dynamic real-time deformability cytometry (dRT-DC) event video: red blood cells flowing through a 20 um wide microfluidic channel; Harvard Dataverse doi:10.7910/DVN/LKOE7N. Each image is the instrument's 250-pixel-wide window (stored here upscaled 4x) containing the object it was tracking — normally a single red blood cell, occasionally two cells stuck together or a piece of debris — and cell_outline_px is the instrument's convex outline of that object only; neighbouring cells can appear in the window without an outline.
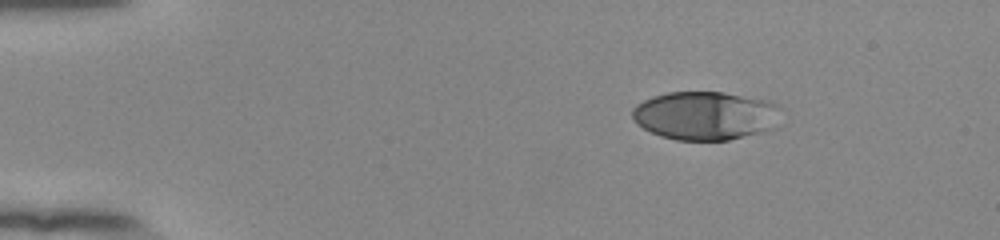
{"species": "human", "species_latin": "Homo sapiens", "temperature_condition": "room temperature", "stored_images_in_passage": 46, "camera_frame_rate_fps": 3000, "um_per_image_px": 0.085, "donor": {"sex": "female"}, "frame": {"image": 1, "passage_image": 1, "time_ms": 0.0, "image_size_px": [1000, 240], "cell_outline_px": [[784, 108], [776, 128], [728, 140], [676, 140], [660, 136], [636, 124], [632, 116], [632, 108], [636, 104], [652, 96], [668, 92], [724, 92], [772, 100]], "centroid_in_image_um": [60.03, 9.81], "position_along_channel_um": 25.0, "area_um2": 42.83}}
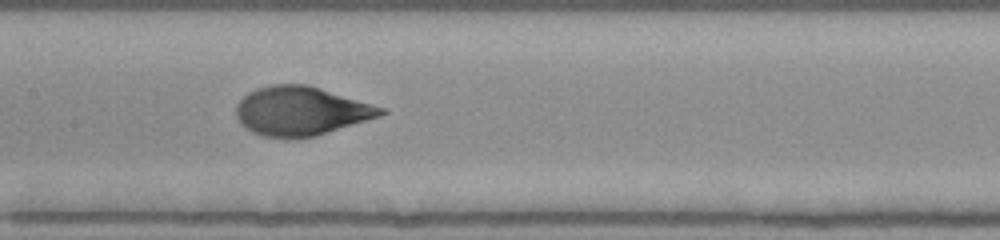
{"frame": {"image": 2, "passage_image": 20, "time_ms": 6.333, "image_size_px": [1000, 240], "cell_outline_px": [[388, 112], [380, 116], [316, 136], [264, 136], [252, 132], [240, 124], [236, 116], [236, 104], [248, 92], [256, 88], [272, 84], [308, 84], [384, 108]], "centroid_in_image_um": [25.56, 9.41], "position_along_channel_um": 181.8, "area_um2": 40.75}}
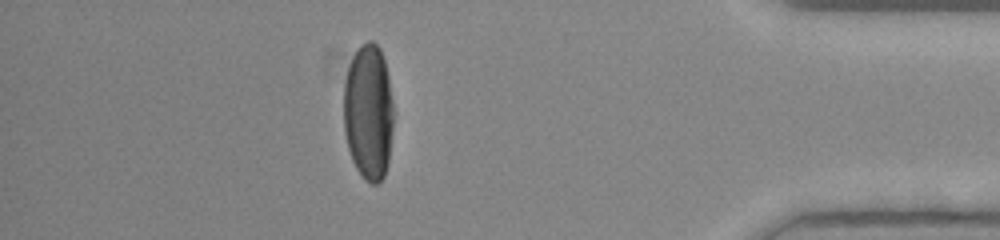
{"frame": {"image": 3, "passage_image": 40, "time_ms": 13.0, "image_size_px": [1000, 240], "cell_outline_px": [[392, 128], [388, 164], [384, 176], [376, 184], [372, 184], [364, 180], [356, 168], [352, 160], [348, 148], [344, 132], [344, 84], [348, 68], [352, 56], [360, 44], [368, 40], [372, 40], [380, 48], [384, 60], [388, 76], [392, 100]], "centroid_in_image_um": [31.3, 9.52], "position_along_channel_um": 403.9, "area_um2": 39.59}, "authors_computed_cell_mechanics": {"area_um2": 40.749, "velocity_mm_per_s": 3.8828, "shape_relaxation_time_tau1_ms": 4.0616, "shape_relaxation_time_tau2_ms": null, "deformation_change_tau1": 0.2272, "deformation_change_tau2": null}}